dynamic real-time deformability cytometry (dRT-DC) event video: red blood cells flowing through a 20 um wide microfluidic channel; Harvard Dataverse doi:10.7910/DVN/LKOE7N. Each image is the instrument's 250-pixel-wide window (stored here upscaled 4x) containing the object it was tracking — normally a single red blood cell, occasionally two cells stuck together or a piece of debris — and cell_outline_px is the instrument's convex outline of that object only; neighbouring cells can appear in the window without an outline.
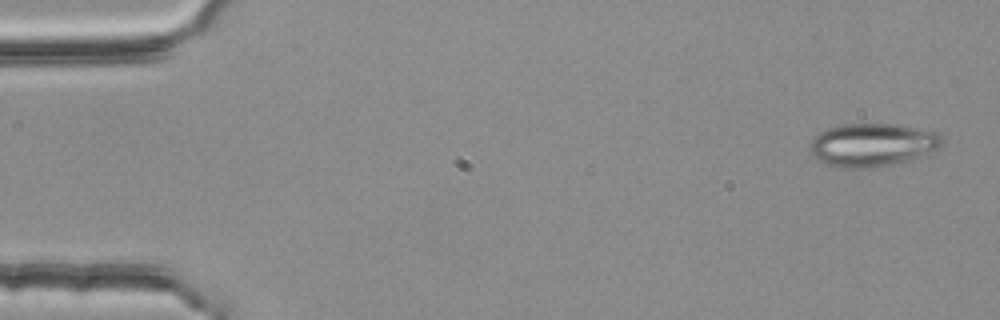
{"species": "common noctule bat (a hibernating species)", "species_latin": "Nyctalus noctula", "temperature_condition": "room temperature", "stored_images_in_passage": 4, "camera_frame_rate_fps": 3000, "um_per_image_px": 0.085, "animal": {"sex": "female", "body_mass_g": 25.1}, "frame": {"image": 1, "passage_image": 1, "time_ms": 0.0, "image_size_px": [1000, 320], "cell_outline_px": [[944, 144], [920, 156], [888, 164], [864, 168], [844, 168], [828, 164], [812, 156], [808, 144], [820, 132], [828, 128], [844, 124], [896, 124], [940, 132], [944, 140]], "centroid_in_image_um": [74.15, 12.29], "position_along_channel_um": 10.9, "area_um2": 32.83}}